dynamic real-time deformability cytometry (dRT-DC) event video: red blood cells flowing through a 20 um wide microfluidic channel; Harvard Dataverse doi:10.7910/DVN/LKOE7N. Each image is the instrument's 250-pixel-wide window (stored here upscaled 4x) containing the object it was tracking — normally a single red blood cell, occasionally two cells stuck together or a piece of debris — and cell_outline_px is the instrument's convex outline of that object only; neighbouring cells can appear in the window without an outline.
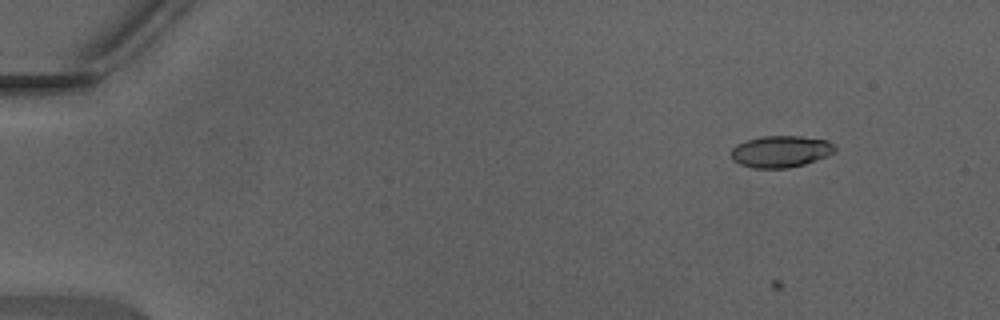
{"species": "Egyptian fruit bat (a non-hibernating species)", "species_latin": "Rousettus aegyptiacus", "temperature_condition": "warm", "stored_images_in_passage": 49, "camera_frame_rate_fps": 3000, "um_per_image_px": 0.085, "animal": {"sex": "male"}, "frame": {"image": 1, "passage_image": 6, "time_ms": 1.667, "image_size_px": [1000, 320], "cell_outline_px": [[836, 152], [828, 156], [804, 164], [788, 168], [752, 168], [740, 164], [732, 160], [732, 148], [736, 144], [760, 136], [800, 136], [828, 140], [836, 148]], "centroid_in_image_um": [66.37, 12.88], "position_along_channel_um": 18.6, "area_um2": 19.25}}
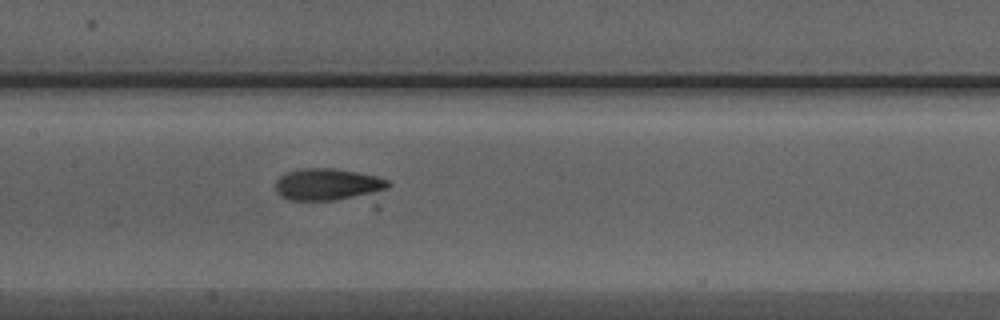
{"frame": {"image": 2, "passage_image": 25, "time_ms": 8.0, "image_size_px": [1000, 320], "cell_outline_px": [[392, 184], [380, 208], [376, 212], [288, 200], [280, 196], [276, 188], [276, 180], [280, 176], [288, 172], [300, 168], [332, 168], [356, 172], [376, 176], [388, 180]], "centroid_in_image_um": [28.4, 16.0], "position_along_channel_um": 179.0, "area_um2": 26.93}}
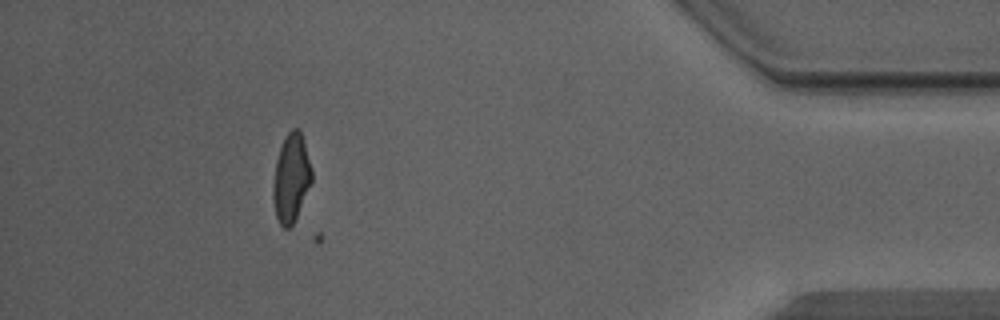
{"frame": {"image": 3, "passage_image": 44, "time_ms": 14.333, "image_size_px": [1000, 320], "cell_outline_px": [[312, 180], [296, 216], [292, 224], [288, 228], [284, 228], [280, 224], [276, 216], [272, 200], [272, 188], [276, 160], [280, 148], [288, 132], [292, 128], [300, 128], [304, 140], [312, 172]], "centroid_in_image_um": [24.73, 15.11], "position_along_channel_um": 410.5, "area_um2": 19.65}}